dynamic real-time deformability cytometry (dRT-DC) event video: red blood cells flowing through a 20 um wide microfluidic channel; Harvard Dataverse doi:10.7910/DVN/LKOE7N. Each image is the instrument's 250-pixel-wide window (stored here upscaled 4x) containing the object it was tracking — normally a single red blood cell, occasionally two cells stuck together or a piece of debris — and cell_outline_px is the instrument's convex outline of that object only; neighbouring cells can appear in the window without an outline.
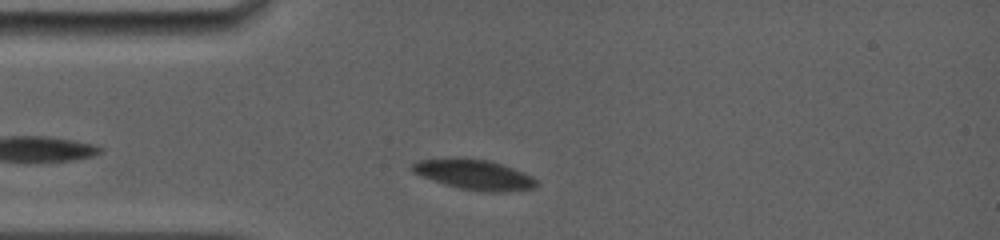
{"species": "common noctule bat (a hibernating species)", "species_latin": "Nyctalus noctula", "temperature_condition": "room temperature", "stored_images_in_passage": 23, "camera_frame_rate_fps": 5000, "um_per_image_px": 0.085, "animal": {"sex": "female", "body_mass_g": 19.0, "forearm_length_mm": 56.7}, "frame": {"image": 1, "passage_image": 2, "time_ms": 1.0, "image_size_px": [1000, 240], "cell_outline_px": [[536, 188], [508, 192], [488, 192], [460, 188], [444, 184], [432, 180], [412, 172], [408, 168], [412, 164], [420, 160], [448, 156], [464, 156], [488, 160], [512, 168], [532, 176], [536, 180]], "centroid_in_image_um": [40.25, 14.81], "position_along_channel_um": 44.8, "area_um2": 22.25}}
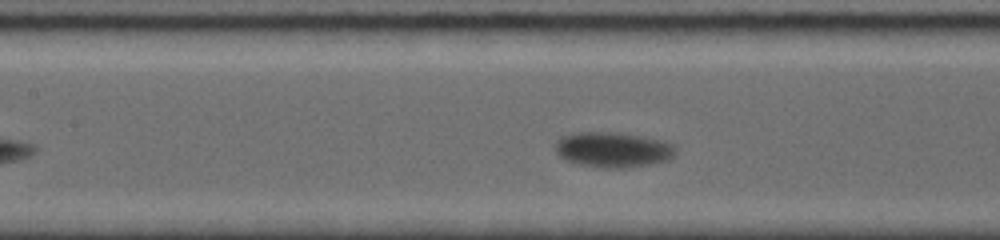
{"frame": {"image": 2, "passage_image": 7, "time_ms": 4.4, "image_size_px": [1000, 240], "cell_outline_px": [[676, 152], [668, 160], [648, 164], [624, 168], [604, 168], [580, 164], [568, 160], [560, 156], [556, 152], [556, 144], [564, 136], [576, 132], [620, 132], [644, 136], [660, 140], [672, 144], [676, 148]], "centroid_in_image_um": [52.14, 12.71], "position_along_channel_um": 155.3, "area_um2": 24.51}}
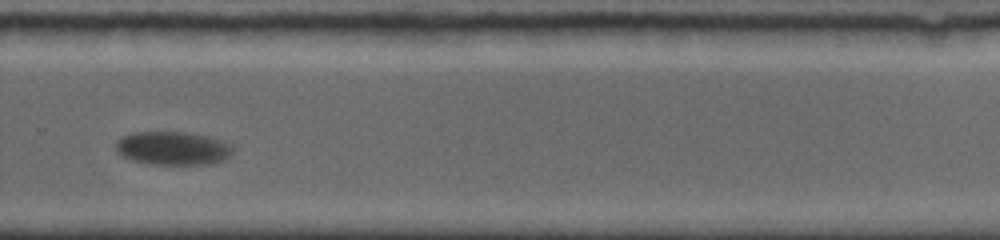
{"frame": {"image": 3, "passage_image": 17, "time_ms": 8.8, "image_size_px": [1000, 240], "cell_outline_px": [[232, 152], [224, 160], [208, 164], [148, 164], [132, 160], [116, 152], [116, 140], [132, 132], [188, 132], [208, 136], [224, 140], [232, 148]], "centroid_in_image_um": [14.68, 12.59], "position_along_channel_um": 315.1, "area_um2": 22.83}, "authors_computed_cell_mechanics": {"area_um2": 22.831, "velocity_mm_per_s": 3.6309, "shape_relaxation_time_tau1_ms": 1.4988, "shape_relaxation_time_tau2_ms": null, "deformation_change_tau1": 0.0856, "deformation_change_tau2": null}}